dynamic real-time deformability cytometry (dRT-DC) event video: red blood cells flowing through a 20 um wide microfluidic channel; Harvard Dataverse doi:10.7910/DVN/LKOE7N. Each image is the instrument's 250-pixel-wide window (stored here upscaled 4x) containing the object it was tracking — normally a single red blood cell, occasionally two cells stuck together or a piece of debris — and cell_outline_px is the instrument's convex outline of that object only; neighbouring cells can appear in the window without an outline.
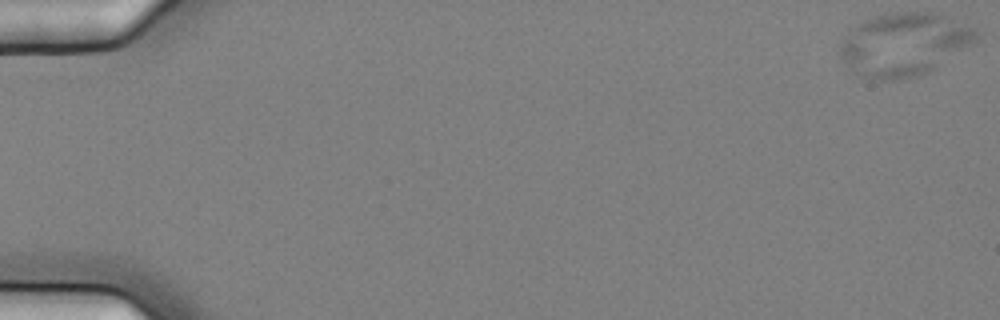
{"species": "common noctule bat (a hibernating species)", "species_latin": "Nyctalus noctula", "temperature_condition": "cold", "stored_images_in_passage": 6, "camera_frame_rate_fps": 3000, "um_per_image_px": 0.085, "animal": {"sex": "female", "body_mass_g": 25.1}, "frame": {"image": 1, "passage_image": 1, "time_ms": 0.0, "image_size_px": [1000, 320], "cell_outline_px": [[976, 40], [972, 44], [936, 68], [928, 72], [916, 76], [892, 80], [872, 80], [860, 76], [840, 56], [840, 48], [844, 36], [848, 28], [872, 16], [892, 12], [932, 12], [948, 16], [972, 28], [976, 32]], "centroid_in_image_um": [76.81, 3.75], "position_along_channel_um": 8.2, "area_um2": 49.88}}